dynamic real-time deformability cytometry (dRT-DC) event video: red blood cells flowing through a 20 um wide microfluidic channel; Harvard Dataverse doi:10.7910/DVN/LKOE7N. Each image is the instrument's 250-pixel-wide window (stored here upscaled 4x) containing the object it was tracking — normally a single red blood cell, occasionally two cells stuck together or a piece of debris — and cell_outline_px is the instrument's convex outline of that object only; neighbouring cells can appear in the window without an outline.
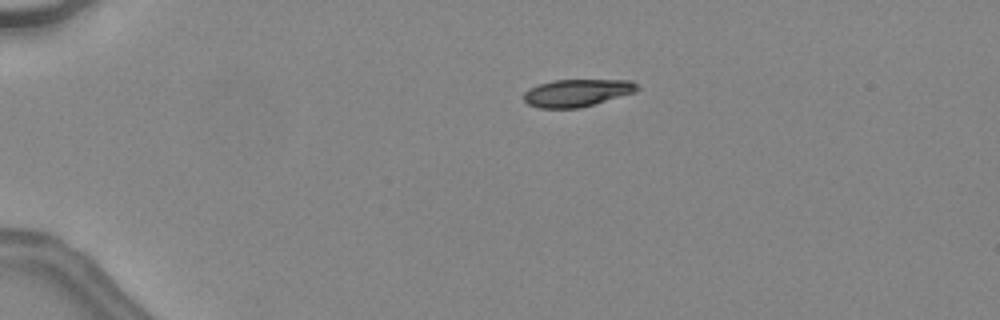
{"species": "common noctule bat (a hibernating species)", "species_latin": "Nyctalus noctula", "temperature_condition": "warm", "stored_images_in_passage": 43, "camera_frame_rate_fps": 3000, "um_per_image_px": 0.085, "animal": {"sex": "female", "body_mass_g": 24.6, "forearm_length_mm": 56.2}, "frame": {"image": 1, "passage_image": 7, "time_ms": 2.0, "image_size_px": [1000, 320], "cell_outline_px": [[640, 88], [636, 92], [580, 108], [540, 108], [528, 104], [524, 100], [524, 92], [528, 88], [552, 80], [632, 80]], "centroid_in_image_um": [49.05, 7.89], "position_along_channel_um": 36.0, "area_um2": 18.15}, "authors_computed_cell_mechanics": {"area_um2": 19.2474, "velocity_mm_per_s": 4.5586, "shape_relaxation_time_tau1_ms": 5.1852, "shape_relaxation_time_tau2_ms": 3.0517, "deformation_change_tau1": 0.19, "deformation_change_tau2": 0.1034}}